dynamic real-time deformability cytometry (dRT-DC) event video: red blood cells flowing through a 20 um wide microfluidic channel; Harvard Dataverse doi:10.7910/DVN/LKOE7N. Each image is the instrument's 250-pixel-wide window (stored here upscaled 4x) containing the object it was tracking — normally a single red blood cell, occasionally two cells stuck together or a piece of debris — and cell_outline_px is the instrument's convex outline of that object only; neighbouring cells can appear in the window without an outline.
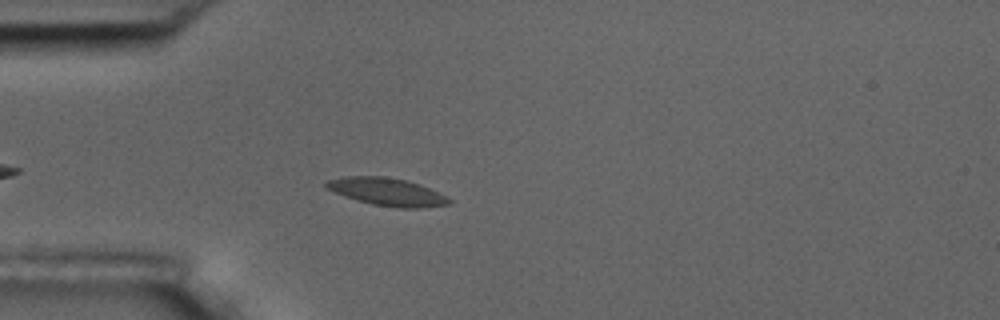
{"species": "common noctule bat (a hibernating species)", "species_latin": "Nyctalus noctula", "temperature_condition": "room temperature", "stored_images_in_passage": 5, "camera_frame_rate_fps": 3000, "um_per_image_px": 0.085, "animal": {"sex": "male", "body_mass_g": 17.5, "forearm_length_mm": 52.3}, "frame": {"image": 1, "passage_image": 5, "time_ms": 5.333, "image_size_px": [1000, 320], "cell_outline_px": [[452, 204], [420, 208], [396, 208], [372, 204], [356, 200], [344, 196], [324, 188], [324, 184], [328, 180], [344, 176], [384, 176], [404, 180], [428, 188], [448, 196], [452, 200]], "centroid_in_image_um": [32.88, 16.32], "position_along_channel_um": 52.1, "area_um2": 19.88}}